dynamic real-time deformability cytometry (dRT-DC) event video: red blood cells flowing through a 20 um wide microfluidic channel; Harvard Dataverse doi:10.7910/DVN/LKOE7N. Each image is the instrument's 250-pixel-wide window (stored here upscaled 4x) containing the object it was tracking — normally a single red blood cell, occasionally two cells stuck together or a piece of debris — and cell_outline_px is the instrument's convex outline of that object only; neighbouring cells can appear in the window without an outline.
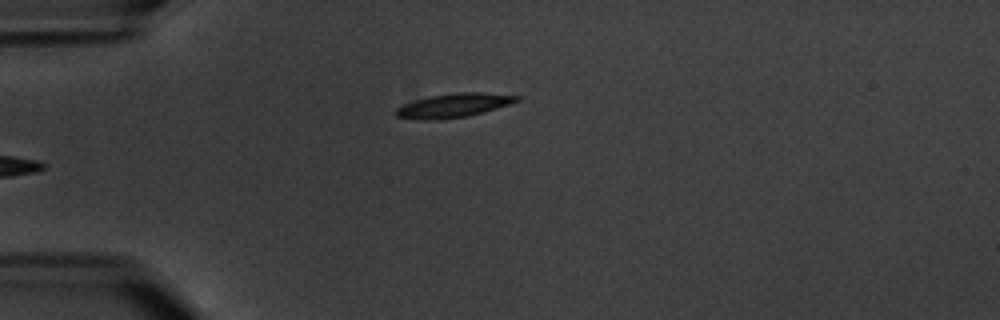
{"species": "common noctule bat (a hibernating species)", "species_latin": "Nyctalus noctula", "temperature_condition": "warm", "stored_images_in_passage": 6, "camera_frame_rate_fps": 3000, "um_per_image_px": 0.085, "animal": {"sex": "male", "body_mass_g": 20.1, "forearm_length_mm": 53.5}, "frame": {"image": 1, "passage_image": 6, "time_ms": 6.667, "image_size_px": [1000, 320], "cell_outline_px": [[520, 100], [484, 112], [468, 116], [428, 120], [420, 120], [396, 116], [392, 112], [396, 108], [404, 104], [416, 100], [432, 96], [460, 92], [480, 92], [520, 96]], "centroid_in_image_um": [38.53, 8.96], "position_along_channel_um": 46.5, "area_um2": 16.59}}